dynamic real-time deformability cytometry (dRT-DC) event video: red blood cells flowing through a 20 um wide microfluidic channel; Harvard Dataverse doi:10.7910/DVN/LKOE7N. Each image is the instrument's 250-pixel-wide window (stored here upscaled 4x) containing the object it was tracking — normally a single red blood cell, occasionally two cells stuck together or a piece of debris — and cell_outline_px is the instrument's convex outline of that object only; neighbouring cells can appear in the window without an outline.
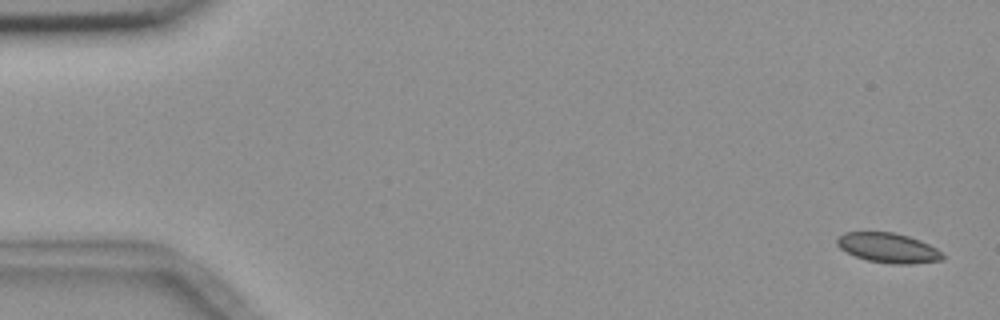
{"species": "common noctule bat (a hibernating species)", "species_latin": "Nyctalus noctula", "temperature_condition": "room temperature", "stored_images_in_passage": 5, "camera_frame_rate_fps": 3000, "um_per_image_px": 0.085, "animal": {"sex": "female", "body_mass_g": 18.4}, "frame": {"image": 1, "passage_image": 1, "time_ms": 0.0, "image_size_px": [1000, 320], "cell_outline_px": [[944, 256], [940, 260], [912, 264], [892, 264], [868, 260], [856, 256], [840, 248], [836, 244], [836, 240], [844, 232], [892, 232], [908, 236], [920, 240], [936, 248]], "centroid_in_image_um": [75.49, 21.06], "position_along_channel_um": 9.5, "area_um2": 18.09}}